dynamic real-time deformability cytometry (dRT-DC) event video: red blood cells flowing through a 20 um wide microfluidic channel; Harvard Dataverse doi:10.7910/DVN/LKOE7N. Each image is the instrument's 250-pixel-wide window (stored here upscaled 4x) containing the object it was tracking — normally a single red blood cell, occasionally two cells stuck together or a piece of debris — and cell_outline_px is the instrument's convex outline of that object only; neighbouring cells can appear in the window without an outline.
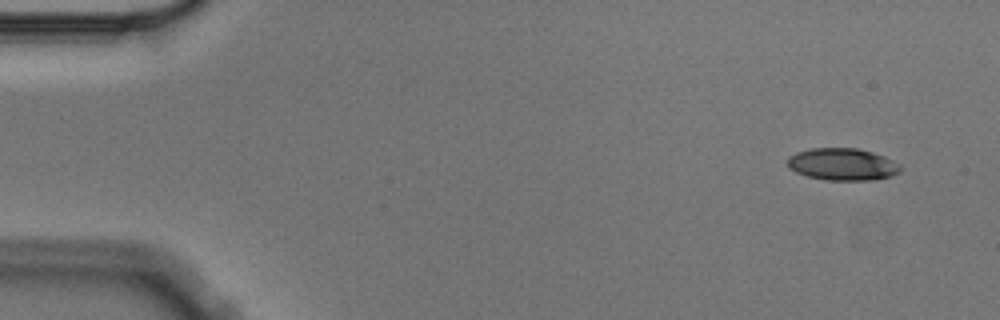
{"species": "Egyptian fruit bat (a non-hibernating species)", "species_latin": "Rousettus aegyptiacus", "temperature_condition": "cold", "stored_images_in_passage": 5, "camera_frame_rate_fps": 3000, "um_per_image_px": 0.085, "animal": {"sex": "male"}, "frame": {"image": 1, "passage_image": 5, "time_ms": 1.333, "image_size_px": [1000, 320], "cell_outline_px": [[900, 172], [892, 176], [876, 180], [824, 180], [808, 176], [796, 172], [788, 168], [788, 156], [796, 152], [812, 148], [856, 148], [872, 152], [884, 156], [900, 164]], "centroid_in_image_um": [71.61, 13.97], "position_along_channel_um": 13.4, "area_um2": 21.27}}